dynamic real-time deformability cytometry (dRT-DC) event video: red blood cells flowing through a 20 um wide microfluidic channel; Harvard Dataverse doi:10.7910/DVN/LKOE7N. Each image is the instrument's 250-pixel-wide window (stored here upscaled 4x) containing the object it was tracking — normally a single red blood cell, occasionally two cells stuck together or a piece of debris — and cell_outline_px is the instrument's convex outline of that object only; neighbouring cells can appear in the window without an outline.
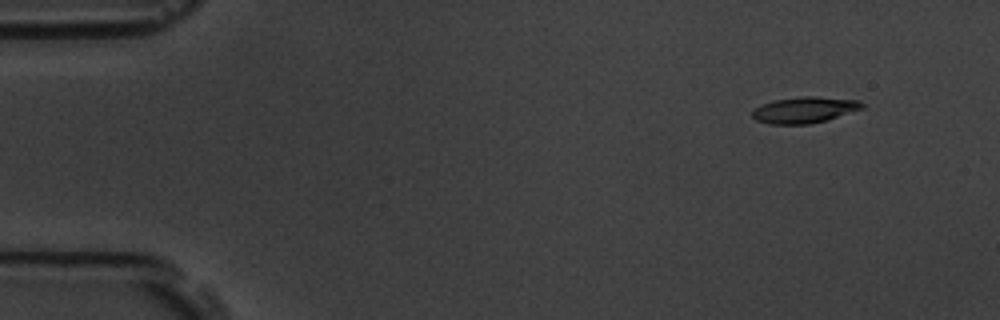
{"species": "common noctule bat (a hibernating species)", "species_latin": "Nyctalus noctula", "temperature_condition": "room temperature", "stored_images_in_passage": 4, "camera_frame_rate_fps": 3000, "um_per_image_px": 0.085, "animal": {"sex": "male", "body_mass_g": 19.5, "forearm_length_mm": 54.6}, "frame": {"image": 1, "passage_image": 1, "time_ms": 0.0, "image_size_px": [1000, 320], "cell_outline_px": [[864, 108], [828, 120], [808, 124], [768, 124], [756, 120], [752, 116], [752, 108], [760, 104], [776, 100], [800, 96], [816, 96], [860, 100], [864, 104]], "centroid_in_image_um": [68.38, 9.34], "position_along_channel_um": 16.6, "area_um2": 16.99}}
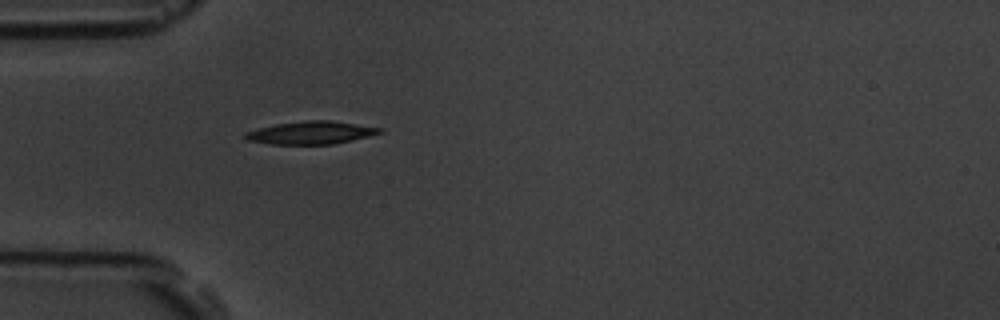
{"frame": {"image": 2, "passage_image": 4, "time_ms": 4.0, "image_size_px": [1000, 320], "cell_outline_px": [[384, 132], [352, 140], [332, 144], [268, 144], [248, 140], [244, 136], [244, 132], [276, 124], [304, 120], [328, 120], [384, 128]], "centroid_in_image_um": [26.44, 11.28], "position_along_channel_um": 58.6, "area_um2": 17.8}}